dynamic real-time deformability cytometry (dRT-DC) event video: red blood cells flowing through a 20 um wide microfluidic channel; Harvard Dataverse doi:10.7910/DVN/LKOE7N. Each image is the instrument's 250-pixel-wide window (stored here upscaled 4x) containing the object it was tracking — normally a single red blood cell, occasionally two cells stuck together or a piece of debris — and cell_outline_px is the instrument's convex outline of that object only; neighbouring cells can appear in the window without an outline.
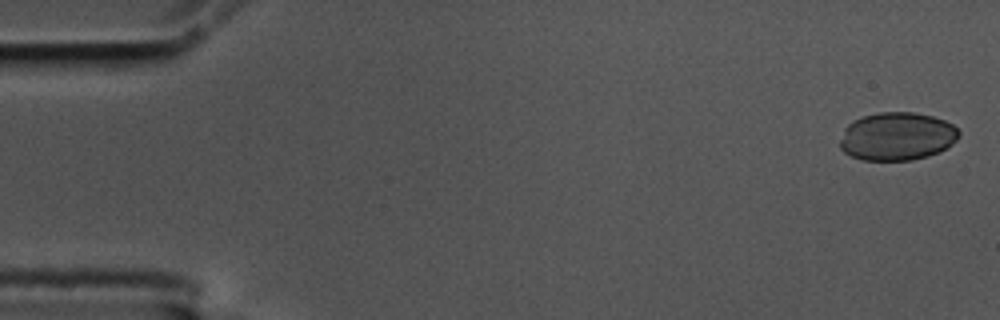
{"species": "common noctule bat (a hibernating species)", "species_latin": "Nyctalus noctula", "temperature_condition": "cold", "stored_images_in_passage": 57, "camera_frame_rate_fps": 3000, "um_per_image_px": 0.085, "animal": {"sex": "male", "body_mass_g": 17.5, "forearm_length_mm": 52.3}, "frame": {"image": 1, "passage_image": 2, "time_ms": 0.333, "image_size_px": [1000, 320], "cell_outline_px": [[960, 136], [952, 144], [928, 156], [912, 160], [864, 160], [852, 156], [844, 152], [840, 148], [840, 140], [844, 128], [852, 120], [864, 116], [880, 112], [912, 112], [932, 116], [944, 120], [952, 124], [960, 132]], "centroid_in_image_um": [76.23, 11.58], "position_along_channel_um": 8.8, "area_um2": 33.29}}
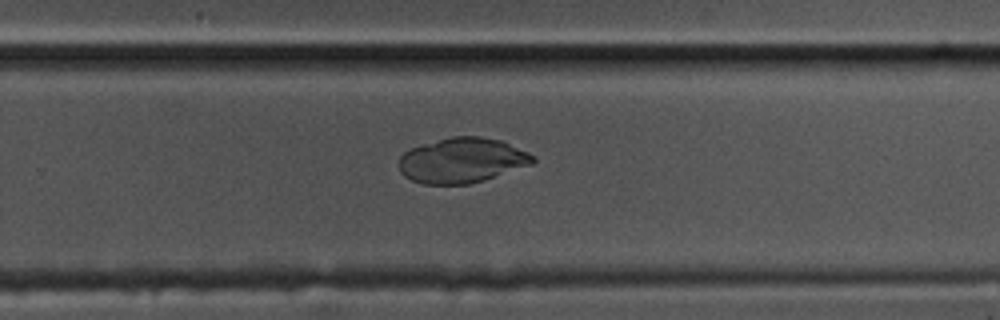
{"frame": {"image": 2, "passage_image": 37, "time_ms": 12.0, "image_size_px": [1000, 320], "cell_outline_px": [[536, 160], [532, 164], [484, 180], [468, 184], [424, 184], [412, 180], [404, 176], [400, 172], [400, 156], [404, 152], [412, 148], [424, 144], [452, 136], [480, 136], [500, 140], [528, 152], [536, 156]], "centroid_in_image_um": [39.29, 13.63], "position_along_channel_um": 290.5, "area_um2": 34.97}}